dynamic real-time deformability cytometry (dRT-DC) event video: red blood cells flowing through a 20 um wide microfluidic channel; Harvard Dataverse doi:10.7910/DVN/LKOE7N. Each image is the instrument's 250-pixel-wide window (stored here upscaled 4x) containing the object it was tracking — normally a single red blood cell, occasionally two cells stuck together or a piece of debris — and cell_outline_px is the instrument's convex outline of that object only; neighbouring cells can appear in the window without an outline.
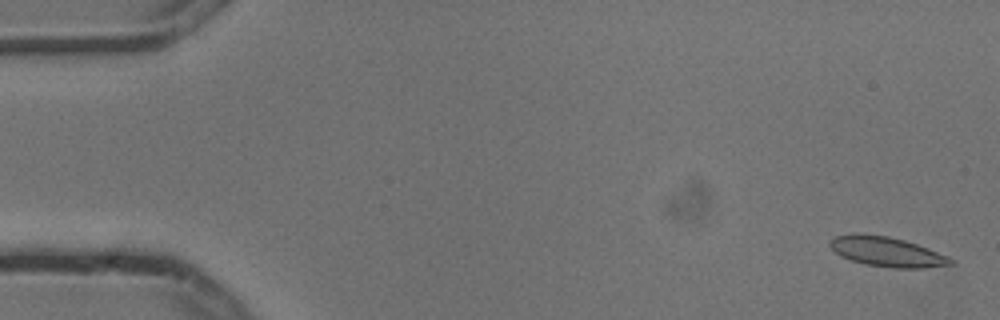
{"species": "common noctule bat (a hibernating species)", "species_latin": "Nyctalus noctula", "temperature_condition": "cold", "stored_images_in_passage": 6, "segment_of_instrument_passage": [1, 2], "camera_frame_rate_fps": 3000, "um_per_image_px": 0.085, "animal": {"sex": "male", "body_mass_g": 13.3}, "frame": {"image": 1, "passage_image": 1, "time_ms": 0.0, "image_size_px": [1000, 320], "cell_outline_px": [[956, 264], [924, 268], [892, 268], [864, 264], [840, 256], [828, 244], [836, 236], [852, 232], [860, 232], [888, 236], [904, 240], [928, 248], [948, 256], [956, 260]], "centroid_in_image_um": [75.41, 21.39], "position_along_channel_um": 9.6, "area_um2": 21.21}}